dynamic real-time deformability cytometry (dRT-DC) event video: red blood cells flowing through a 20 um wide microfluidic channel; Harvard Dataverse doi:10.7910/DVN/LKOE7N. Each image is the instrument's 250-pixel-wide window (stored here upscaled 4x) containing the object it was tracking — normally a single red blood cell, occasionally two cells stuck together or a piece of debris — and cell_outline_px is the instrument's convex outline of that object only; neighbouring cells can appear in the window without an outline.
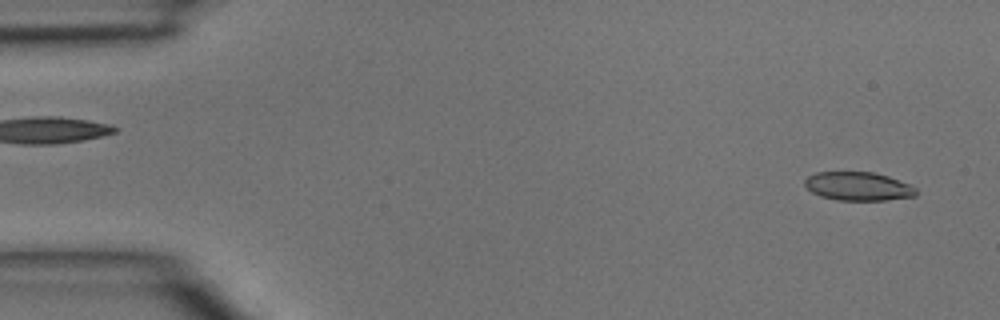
{"species": "common noctule bat (a hibernating species)", "species_latin": "Nyctalus noctula", "temperature_condition": "room temperature", "stored_images_in_passage": 3, "segment_of_instrument_passage": [2, 2], "camera_frame_rate_fps": 3000, "um_per_image_px": 0.085, "animal": {"sex": "male", "body_mass_g": 15.6}, "frame": {"image": 1, "passage_image": 3, "time_ms": 0.667, "image_size_px": [1000, 320], "cell_outline_px": [[916, 196], [884, 200], [836, 200], [820, 196], [812, 192], [804, 184], [804, 180], [808, 176], [816, 172], [872, 172], [888, 176], [908, 184], [916, 188]], "centroid_in_image_um": [72.92, 15.83], "position_along_channel_um": 12.1, "area_um2": 18.44}}